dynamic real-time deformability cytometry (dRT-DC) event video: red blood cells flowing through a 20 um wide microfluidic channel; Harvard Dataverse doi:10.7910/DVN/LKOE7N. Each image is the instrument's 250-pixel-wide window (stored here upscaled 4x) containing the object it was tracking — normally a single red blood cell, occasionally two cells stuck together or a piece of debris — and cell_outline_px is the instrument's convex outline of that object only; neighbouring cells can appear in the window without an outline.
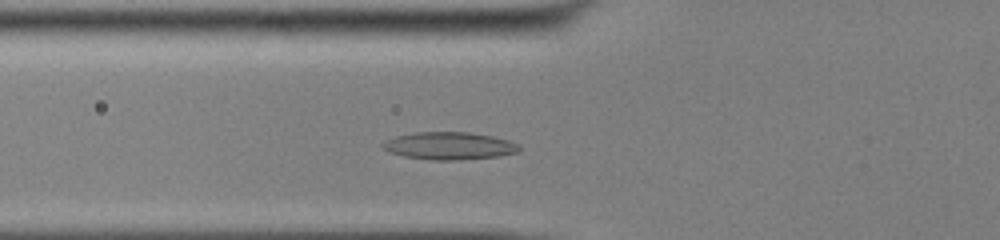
{"species": "common noctule bat (a hibernating species)", "species_latin": "Nyctalus noctula", "temperature_condition": "cold", "stored_images_in_passage": 37, "segment_of_instrument_passage": [1, 2], "camera_frame_rate_fps": 3000, "um_per_image_px": 0.085, "animal": {"sex": "male", "body_mass_g": 13.0, "forearm_length_mm": 53.1}, "frame": {"image": 1, "passage_image": 3, "time_ms": 0.667, "image_size_px": [1000, 240], "cell_outline_px": [[520, 152], [500, 156], [460, 160], [428, 160], [404, 156], [388, 152], [380, 144], [396, 136], [416, 132], [468, 132], [492, 136], [508, 140], [516, 144], [520, 148]], "centroid_in_image_um": [38.19, 12.4], "position_along_channel_um": 87.6, "area_um2": 21.91}}
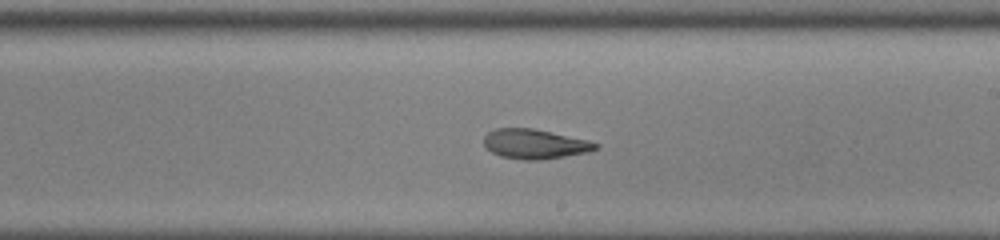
{"frame": {"image": 2, "passage_image": 15, "time_ms": 4.667, "image_size_px": [1000, 240], "cell_outline_px": [[600, 144], [596, 148], [588, 152], [540, 160], [524, 160], [500, 156], [484, 148], [484, 136], [488, 132], [496, 128], [532, 128], [588, 140]], "centroid_in_image_um": [45.42, 12.24], "position_along_channel_um": 243.6, "area_um2": 19.25}}
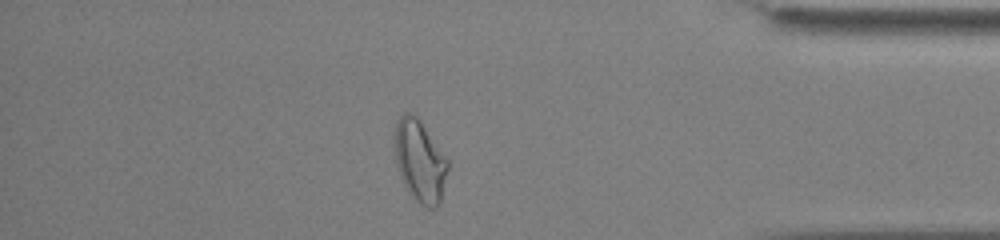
{"frame": {"image": 3, "passage_image": 29, "time_ms": 9.333, "image_size_px": [1000, 240], "cell_outline_px": [[448, 168], [440, 204], [436, 208], [428, 208], [420, 204], [408, 192], [400, 176], [396, 164], [396, 120], [404, 112], [412, 112], [420, 120], [448, 160]], "centroid_in_image_um": [35.7, 13.7], "position_along_channel_um": 399.5, "area_um2": 25.14}}